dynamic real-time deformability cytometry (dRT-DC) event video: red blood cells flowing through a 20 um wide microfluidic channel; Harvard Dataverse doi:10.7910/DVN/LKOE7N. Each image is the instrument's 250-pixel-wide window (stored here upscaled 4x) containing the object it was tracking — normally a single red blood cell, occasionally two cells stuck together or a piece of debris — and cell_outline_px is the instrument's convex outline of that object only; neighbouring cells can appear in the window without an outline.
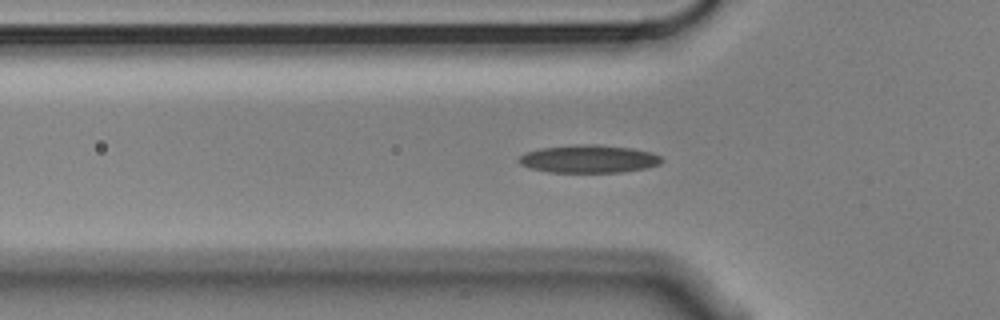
{"species": "Egyptian fruit bat (a non-hibernating species)", "species_latin": "Rousettus aegyptiacus", "temperature_condition": "cold", "stored_images_in_passage": 50, "camera_frame_rate_fps": 3000, "um_per_image_px": 0.085, "animal": {"sex": "male"}, "frame": {"image": 1, "passage_image": 17, "time_ms": 5.333, "image_size_px": [1000, 320], "cell_outline_px": [[664, 160], [660, 164], [648, 168], [620, 172], [548, 172], [532, 168], [520, 164], [516, 160], [520, 156], [528, 152], [540, 148], [584, 144], [596, 144], [632, 148], [652, 152], [660, 156]], "centroid_in_image_um": [50.09, 13.51], "position_along_channel_um": 75.7, "area_um2": 23.18}}
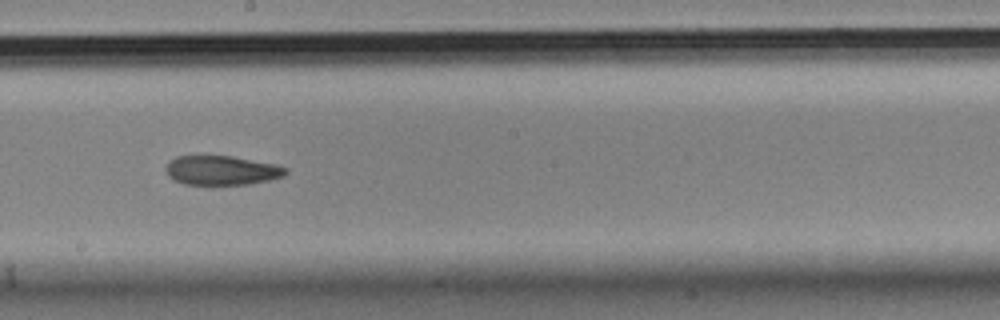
{"frame": {"image": 2, "passage_image": 30, "time_ms": 9.667, "image_size_px": [1000, 320], "cell_outline_px": [[288, 172], [284, 176], [268, 180], [248, 184], [212, 188], [184, 184], [168, 176], [164, 168], [168, 160], [176, 156], [232, 156], [276, 164], [288, 168]], "centroid_in_image_um": [18.81, 14.52], "position_along_channel_um": 229.4, "area_um2": 21.44}}
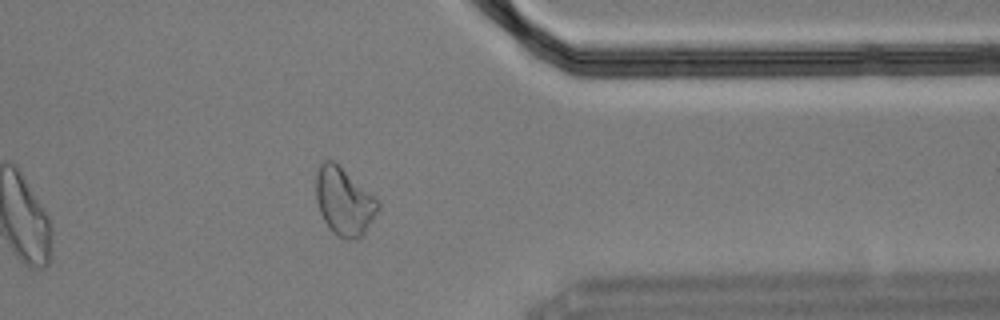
{"frame": {"image": 3, "passage_image": 44, "time_ms": 14.333, "image_size_px": [1000, 320], "cell_outline_px": [[380, 208], [364, 236], [356, 240], [344, 240], [332, 232], [324, 220], [320, 212], [316, 196], [316, 172], [320, 164], [324, 160], [332, 160], [376, 196], [380, 200]], "centroid_in_image_um": [29.28, 17.16], "position_along_channel_um": 382.1, "area_um2": 24.8}, "authors_computed_cell_mechanics": {"area_um2": 21.675, "velocity_mm_per_s": 3.5212, "shape_relaxation_time_tau1_ms": 9.0463, "shape_relaxation_time_tau2_ms": 5.7724, "deformation_change_tau1": 0.2218, "deformation_change_tau2": 0.1346}}